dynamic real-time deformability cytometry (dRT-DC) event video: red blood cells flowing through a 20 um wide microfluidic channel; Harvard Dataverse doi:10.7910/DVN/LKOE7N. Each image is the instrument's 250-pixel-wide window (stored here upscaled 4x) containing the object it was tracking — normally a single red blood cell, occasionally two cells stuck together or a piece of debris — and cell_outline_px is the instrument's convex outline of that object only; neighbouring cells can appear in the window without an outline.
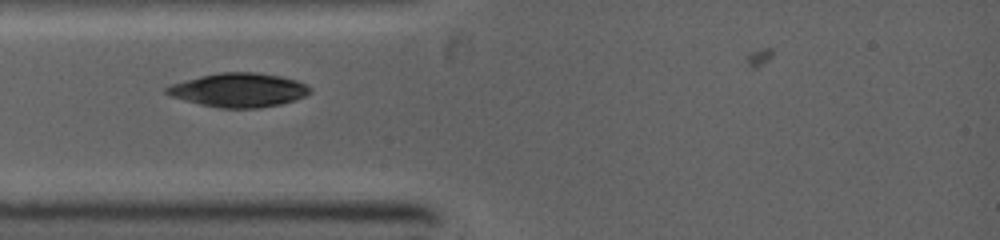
{"species": "common noctule bat (a hibernating species)", "species_latin": "Nyctalus noctula", "temperature_condition": "warm", "stored_images_in_passage": 22, "camera_frame_rate_fps": 5000, "um_per_image_px": 0.085, "animal": {"sex": "female", "body_mass_g": 19.0, "forearm_length_mm": 53.3}, "frame": {"image": 1, "passage_image": 1, "time_ms": 0.0, "image_size_px": [1000, 240], "cell_outline_px": [[312, 92], [304, 96], [280, 104], [256, 108], [220, 108], [200, 104], [184, 100], [172, 96], [164, 92], [164, 88], [172, 84], [200, 76], [220, 72], [256, 72], [280, 76], [296, 80], [312, 88]], "centroid_in_image_um": [20.29, 7.65], "position_along_channel_um": 64.7, "area_um2": 28.15}}
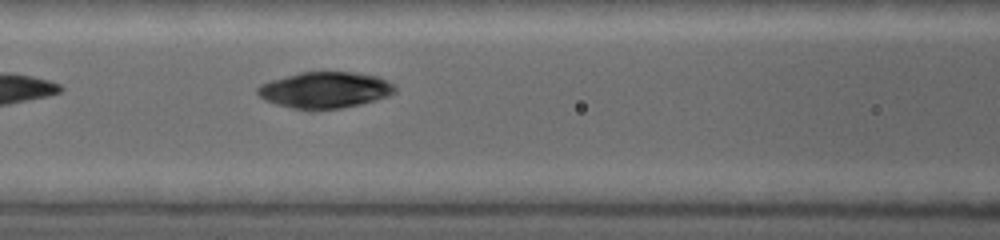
{"frame": {"image": 2, "passage_image": 4, "time_ms": 1.6, "image_size_px": [1000, 240], "cell_outline_px": [[396, 92], [388, 96], [376, 100], [360, 104], [340, 108], [308, 112], [276, 104], [264, 100], [256, 92], [256, 88], [260, 84], [272, 80], [300, 72], [352, 72], [376, 76], [388, 80], [396, 88]], "centroid_in_image_um": [27.6, 7.67], "position_along_channel_um": 139.0, "area_um2": 29.36}}